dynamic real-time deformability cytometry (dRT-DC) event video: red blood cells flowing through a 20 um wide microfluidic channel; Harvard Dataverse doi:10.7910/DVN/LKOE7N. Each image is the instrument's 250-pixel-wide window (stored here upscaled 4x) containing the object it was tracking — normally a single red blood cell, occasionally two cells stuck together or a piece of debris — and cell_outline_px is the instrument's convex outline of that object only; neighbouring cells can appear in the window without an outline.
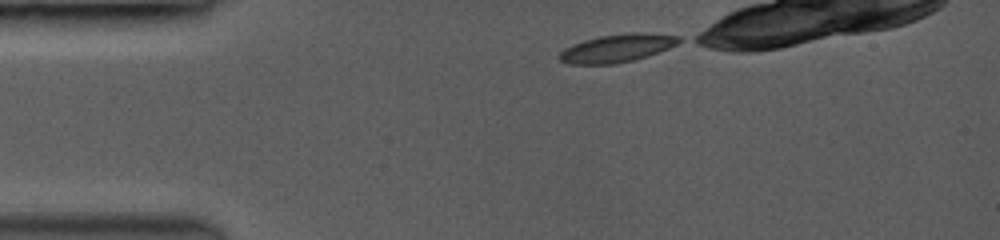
{"species": "common noctule bat (a hibernating species)", "species_latin": "Nyctalus noctula", "temperature_condition": "room temperature", "stored_images_in_passage": 26, "camera_frame_rate_fps": 3500, "um_per_image_px": 0.085, "animal": {"sex": "female", "body_mass_g": 19.0, "forearm_length_mm": 53.3}, "frame": {"image": 1, "passage_image": 1, "time_ms": 0.0, "image_size_px": [1000, 240], "cell_outline_px": [[684, 40], [668, 48], [632, 60], [612, 64], [572, 64], [560, 60], [560, 52], [564, 48], [584, 40], [600, 36], [680, 36]], "centroid_in_image_um": [52.33, 4.16], "position_along_channel_um": 32.7, "area_um2": 17.86}}
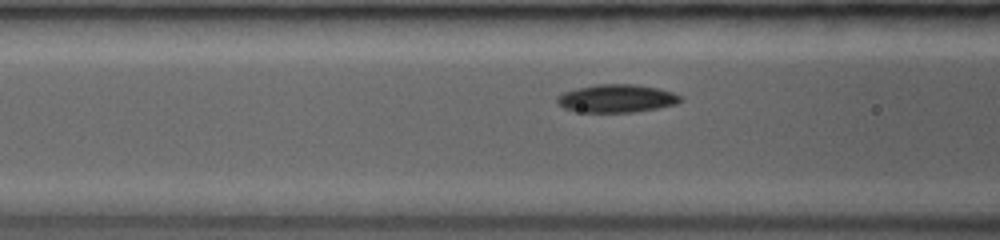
{"frame": {"image": 2, "passage_image": 12, "time_ms": 3.143, "image_size_px": [1000, 240], "cell_outline_px": [[680, 100], [676, 104], [656, 108], [632, 112], [584, 112], [564, 108], [556, 100], [564, 92], [596, 84], [632, 84], [656, 88], [672, 92], [680, 96]], "centroid_in_image_um": [52.42, 8.37], "position_along_channel_um": 114.2, "area_um2": 19.59}}
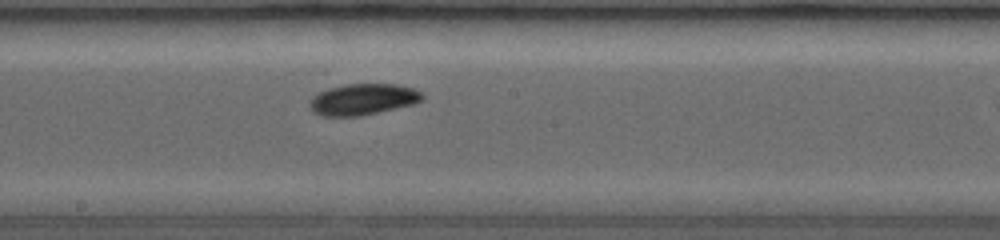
{"frame": {"image": 3, "passage_image": 21, "time_ms": 5.714, "image_size_px": [1000, 240], "cell_outline_px": [[424, 96], [420, 100], [412, 104], [376, 112], [356, 116], [324, 116], [316, 112], [312, 108], [312, 100], [320, 92], [328, 88], [348, 84], [396, 84], [412, 88], [420, 92]], "centroid_in_image_um": [30.88, 8.43], "position_along_channel_um": 217.3, "area_um2": 19.71}}